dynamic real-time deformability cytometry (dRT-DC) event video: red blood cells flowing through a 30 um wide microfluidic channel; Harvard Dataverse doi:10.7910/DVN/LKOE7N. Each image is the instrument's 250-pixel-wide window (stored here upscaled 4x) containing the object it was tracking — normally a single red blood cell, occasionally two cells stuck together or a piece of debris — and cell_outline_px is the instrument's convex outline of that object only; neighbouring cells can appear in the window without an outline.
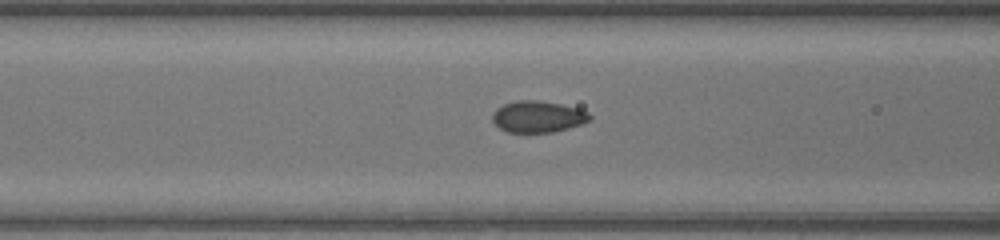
{"species": "common noctule bat (a hibernating species)", "species_latin": "Nyctalus noctula", "temperature_condition": "warm", "stored_images_in_passage": 40, "camera_frame_rate_fps": 3000, "um_per_image_px": 0.085, "animal": {"sex": "female", "body_mass_g": 17.0, "forearm_length_mm": 48.0}, "frame": {"image": 1, "passage_image": 21, "time_ms": 6.667, "image_size_px": [1000, 240], "cell_outline_px": [[592, 116], [588, 120], [580, 124], [568, 128], [552, 132], [508, 132], [500, 128], [492, 120], [492, 112], [496, 108], [504, 104], [516, 100], [540, 100], [560, 104], [576, 108], [588, 112]], "centroid_in_image_um": [45.68, 9.9], "position_along_channel_um": 120.9, "area_um2": 17.74}}
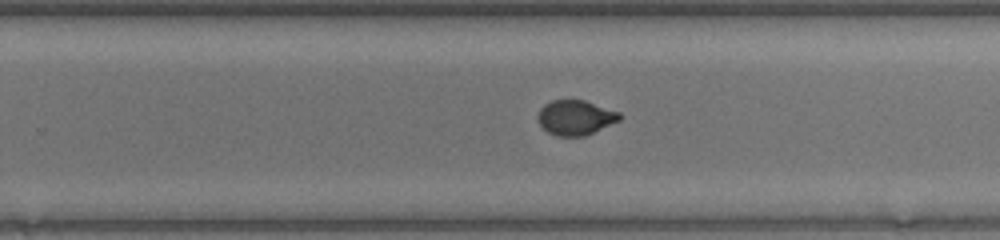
{"frame": {"image": 2, "passage_image": 32, "time_ms": 10.333, "image_size_px": [1000, 240], "cell_outline_px": [[620, 120], [584, 136], [556, 136], [548, 132], [540, 124], [536, 116], [540, 108], [544, 104], [552, 100], [584, 100], [620, 112]], "centroid_in_image_um": [48.89, 9.99], "position_along_channel_um": 280.9, "area_um2": 16.53}}
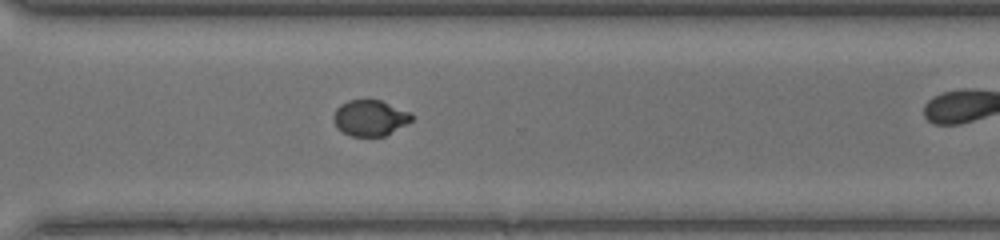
{"frame": {"image": 3, "passage_image": 36, "time_ms": 11.667, "image_size_px": [1000, 240], "cell_outline_px": [[412, 120], [384, 136], [352, 136], [336, 128], [332, 120], [332, 116], [336, 108], [340, 104], [348, 100], [380, 100], [408, 112], [412, 116]], "centroid_in_image_um": [31.37, 10.02], "position_along_channel_um": 339.2, "area_um2": 16.13}}